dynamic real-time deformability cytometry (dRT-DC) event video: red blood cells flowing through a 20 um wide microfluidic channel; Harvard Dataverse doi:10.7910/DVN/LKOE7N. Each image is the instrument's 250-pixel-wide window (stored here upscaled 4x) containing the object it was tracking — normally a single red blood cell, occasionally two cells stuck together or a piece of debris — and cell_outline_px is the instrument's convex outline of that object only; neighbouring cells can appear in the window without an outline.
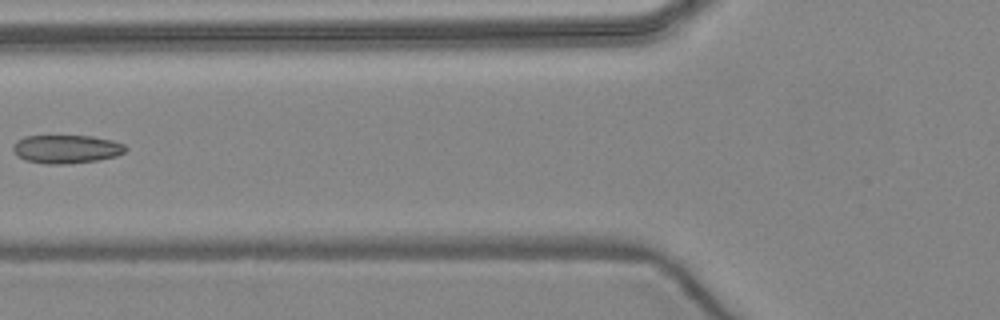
{"species": "common noctule bat (a hibernating species)", "species_latin": "Nyctalus noctula", "temperature_condition": "warm", "stored_images_in_passage": 6, "camera_frame_rate_fps": 3000, "um_per_image_px": 0.085, "animal": {"sex": "female", "body_mass_g": 24.6, "forearm_length_mm": 56.2}, "frame": {"image": 1, "passage_image": 5, "time_ms": 6.0, "image_size_px": [1000, 320], "cell_outline_px": [[128, 148], [124, 152], [116, 156], [96, 160], [64, 164], [44, 164], [28, 160], [16, 156], [12, 148], [12, 144], [16, 140], [24, 136], [92, 136], [112, 140], [124, 144]], "centroid_in_image_um": [5.61, 12.66], "position_along_channel_um": 120.2, "area_um2": 18.67}}
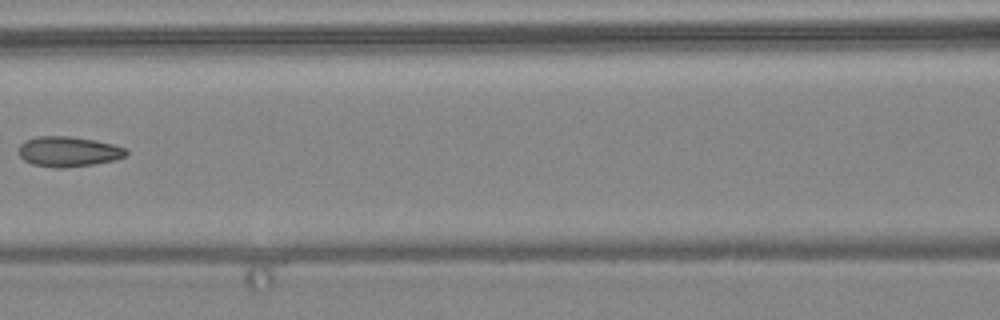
{"frame": {"image": 2, "passage_image": 6, "time_ms": 7.0, "image_size_px": [1000, 320], "cell_outline_px": [[128, 152], [124, 156], [112, 160], [92, 164], [64, 168], [52, 168], [32, 164], [24, 160], [20, 156], [20, 144], [24, 140], [36, 136], [68, 136], [96, 140], [128, 148]], "centroid_in_image_um": [5.79, 12.88], "position_along_channel_um": 160.8, "area_um2": 18.9}}